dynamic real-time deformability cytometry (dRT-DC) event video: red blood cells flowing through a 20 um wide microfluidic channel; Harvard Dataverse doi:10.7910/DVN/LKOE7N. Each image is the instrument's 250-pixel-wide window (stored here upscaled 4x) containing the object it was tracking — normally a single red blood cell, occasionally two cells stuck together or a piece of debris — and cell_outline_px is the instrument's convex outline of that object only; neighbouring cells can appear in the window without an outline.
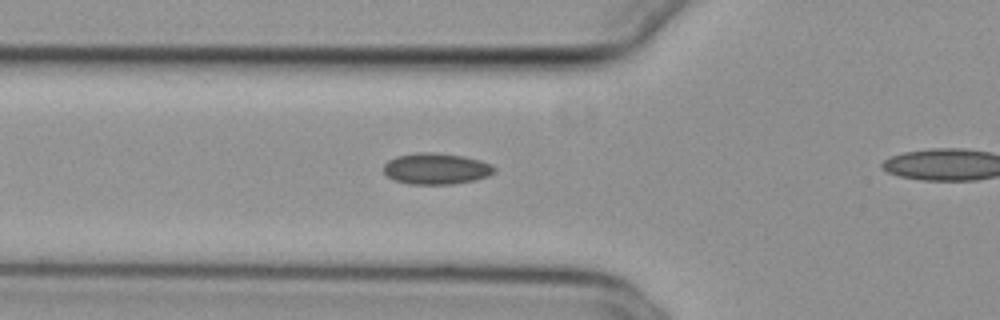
{"species": "common noctule bat (a hibernating species)", "species_latin": "Nyctalus noctula", "temperature_condition": "cold", "stored_images_in_passage": 28, "camera_frame_rate_fps": 3000, "um_per_image_px": 0.085, "animal": {"sex": "female", "body_mass_g": 29.2, "forearm_length_mm": 56.3}, "frame": {"image": 1, "passage_image": 3, "time_ms": 0.667, "image_size_px": [1000, 320], "cell_outline_px": [[496, 168], [488, 176], [476, 180], [452, 184], [408, 184], [396, 180], [388, 176], [384, 172], [384, 164], [388, 160], [396, 156], [416, 152], [436, 152], [464, 156], [480, 160], [492, 164]], "centroid_in_image_um": [37.08, 14.33], "position_along_channel_um": 88.7, "area_um2": 20.23}}
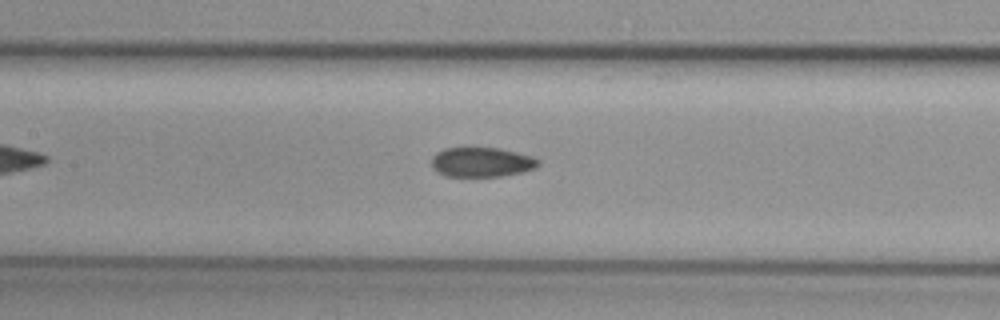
{"frame": {"image": 2, "passage_image": 9, "time_ms": 2.667, "image_size_px": [1000, 320], "cell_outline_px": [[540, 164], [536, 168], [524, 172], [500, 176], [444, 176], [436, 172], [432, 168], [432, 156], [436, 152], [444, 148], [464, 144], [472, 144], [500, 148], [532, 156], [540, 160]], "centroid_in_image_um": [40.89, 13.72], "position_along_channel_um": 166.5, "area_um2": 19.54}}
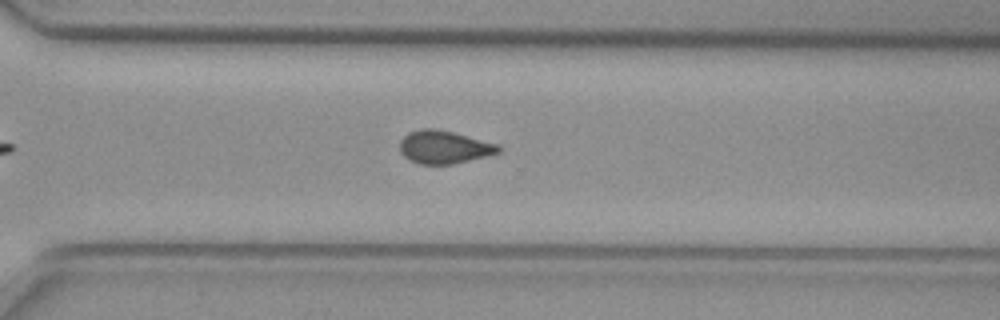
{"frame": {"image": 3, "passage_image": 22, "time_ms": 7.0, "image_size_px": [1000, 320], "cell_outline_px": [[500, 152], [488, 156], [452, 164], [420, 164], [404, 156], [400, 152], [400, 140], [408, 132], [424, 128], [436, 128], [452, 132], [496, 144], [500, 148]], "centroid_in_image_um": [37.72, 12.5], "position_along_channel_um": 332.9, "area_um2": 18.73}}